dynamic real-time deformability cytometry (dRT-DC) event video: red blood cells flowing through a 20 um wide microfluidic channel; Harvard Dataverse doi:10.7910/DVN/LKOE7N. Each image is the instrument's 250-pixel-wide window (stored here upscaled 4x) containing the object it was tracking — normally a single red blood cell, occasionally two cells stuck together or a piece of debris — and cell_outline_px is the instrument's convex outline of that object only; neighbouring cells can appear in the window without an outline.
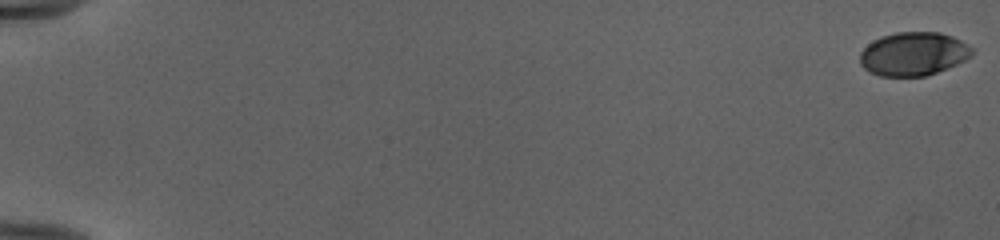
{"species": "human", "species_latin": "Homo sapiens", "temperature_condition": "cold", "stored_images_in_passage": 54, "camera_frame_rate_fps": 3000, "um_per_image_px": 0.085, "donor": {"sex": "female"}, "frame": {"image": 1, "passage_image": 1, "time_ms": 0.0, "image_size_px": [1000, 240], "cell_outline_px": [[972, 56], [956, 64], [936, 72], [924, 76], [880, 76], [868, 72], [860, 64], [860, 52], [872, 40], [880, 36], [896, 32], [940, 32], [952, 36], [968, 44], [972, 48]], "centroid_in_image_um": [77.61, 4.57], "position_along_channel_um": 7.4, "area_um2": 28.5}}
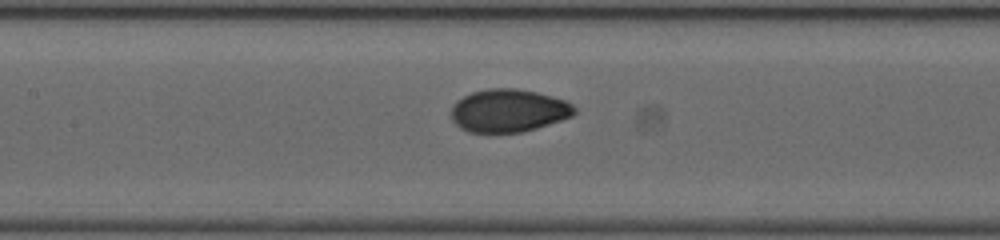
{"frame": {"image": 2, "passage_image": 28, "time_ms": 9.0, "image_size_px": [1000, 240], "cell_outline_px": [[576, 112], [572, 116], [536, 128], [520, 132], [468, 132], [460, 128], [452, 120], [452, 108], [456, 100], [472, 92], [488, 88], [516, 88], [536, 92], [564, 100], [572, 104], [576, 108]], "centroid_in_image_um": [43.21, 9.39], "position_along_channel_um": 164.2, "area_um2": 30.63}}
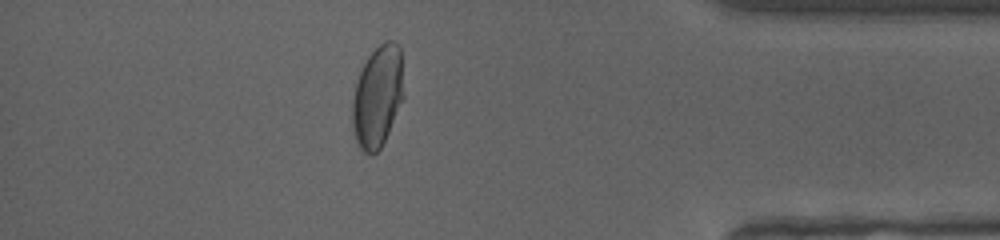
{"frame": {"image": 3, "passage_image": 48, "time_ms": 15.667, "image_size_px": [1000, 240], "cell_outline_px": [[404, 96], [388, 132], [380, 148], [372, 156], [364, 152], [360, 148], [356, 140], [352, 128], [352, 100], [356, 84], [360, 72], [368, 56], [384, 40], [392, 40], [400, 48]], "centroid_in_image_um": [32.08, 8.21], "position_along_channel_um": 403.1, "area_um2": 30.23}, "authors_computed_cell_mechanics": {"area_um2": 30.2294, "velocity_mm_per_s": 3.9989, "shape_relaxation_time_tau1_ms": 6.7696, "shape_relaxation_time_tau2_ms": null, "deformation_change_tau1": 0.199, "deformation_change_tau2": null}}